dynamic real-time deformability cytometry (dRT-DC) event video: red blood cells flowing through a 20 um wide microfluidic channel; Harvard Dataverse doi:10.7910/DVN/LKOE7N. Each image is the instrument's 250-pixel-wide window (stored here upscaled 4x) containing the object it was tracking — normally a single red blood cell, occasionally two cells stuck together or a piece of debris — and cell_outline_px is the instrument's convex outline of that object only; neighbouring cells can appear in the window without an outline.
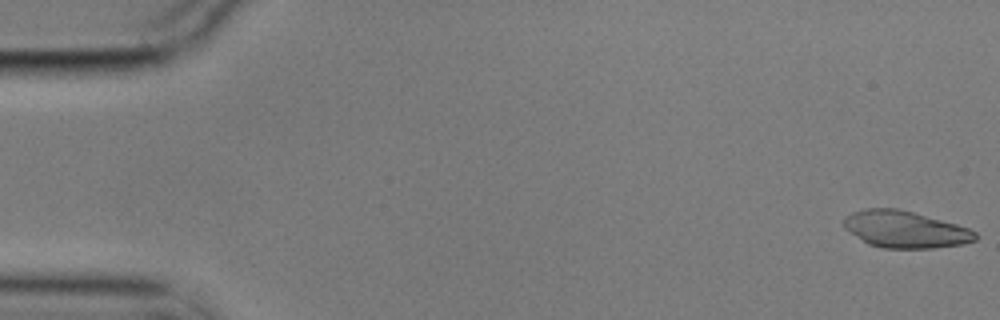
{"species": "common noctule bat (a hibernating species)", "species_latin": "Nyctalus noctula", "temperature_condition": "cold", "stored_images_in_passage": 56, "camera_frame_rate_fps": 3000, "um_per_image_px": 0.085, "animal": {"sex": "male", "body_mass_g": 17.9}, "frame": {"image": 1, "passage_image": 1, "time_ms": 0.0, "image_size_px": [1000, 320], "cell_outline_px": [[980, 236], [976, 240], [964, 244], [932, 248], [884, 248], [868, 244], [844, 228], [840, 220], [844, 216], [852, 212], [864, 208], [896, 208], [912, 212], [956, 224], [968, 228], [976, 232]], "centroid_in_image_um": [76.91, 19.5], "position_along_channel_um": 8.1, "area_um2": 28.38}}